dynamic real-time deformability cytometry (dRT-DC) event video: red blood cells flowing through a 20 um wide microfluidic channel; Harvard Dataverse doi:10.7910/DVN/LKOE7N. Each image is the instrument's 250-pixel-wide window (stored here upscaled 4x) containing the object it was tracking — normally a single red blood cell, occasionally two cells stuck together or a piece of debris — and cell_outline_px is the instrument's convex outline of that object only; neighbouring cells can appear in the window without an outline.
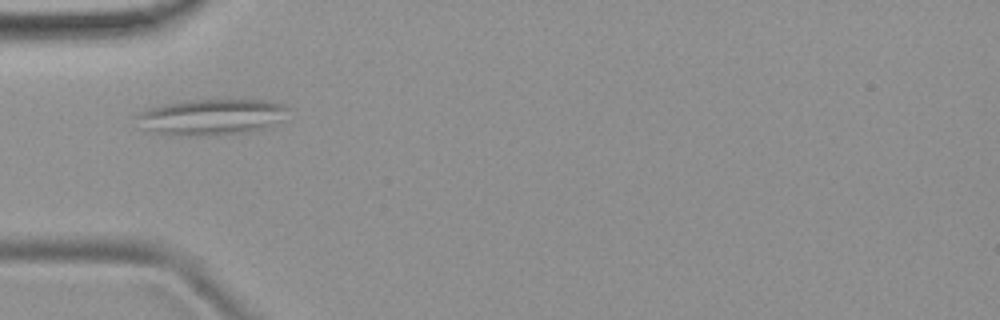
{"species": "common noctule bat (a hibernating species)", "species_latin": "Nyctalus noctula", "temperature_condition": "room temperature", "stored_images_in_passage": 13, "camera_frame_rate_fps": 3000, "um_per_image_px": 0.085, "animal": {"sex": "female", "body_mass_g": 19.9}, "frame": {"image": 1, "passage_image": 1, "time_ms": 0.0, "image_size_px": [1000, 320], "cell_outline_px": [[284, 108], [260, 128], [244, 132], [220, 136], [192, 136], [160, 132], [148, 128], [136, 116], [136, 112], [148, 108], [164, 104], [188, 100], [268, 100], [280, 104]], "centroid_in_image_um": [17.79, 9.93], "position_along_channel_um": 67.2, "area_um2": 29.88}}